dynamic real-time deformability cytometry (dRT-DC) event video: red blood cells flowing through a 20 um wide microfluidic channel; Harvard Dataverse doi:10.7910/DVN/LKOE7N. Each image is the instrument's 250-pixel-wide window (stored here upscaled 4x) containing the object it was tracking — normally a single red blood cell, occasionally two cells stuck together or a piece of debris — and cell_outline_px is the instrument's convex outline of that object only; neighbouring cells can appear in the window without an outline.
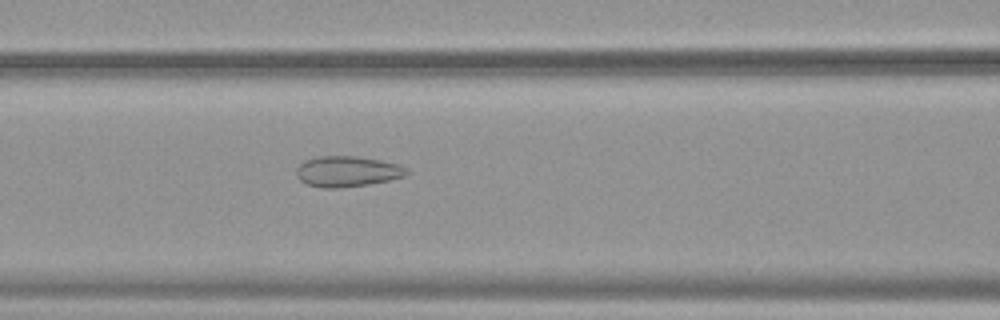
{"species": "common noctule bat (a hibernating species)", "species_latin": "Nyctalus noctula", "temperature_condition": "warm", "stored_images_in_passage": 54, "camera_frame_rate_fps": 3000, "um_per_image_px": 0.085, "animal": {"sex": "female", "body_mass_g": 19.9}, "frame": {"image": 1, "passage_image": 24, "time_ms": 7.667, "image_size_px": [1000, 320], "cell_outline_px": [[408, 172], [404, 176], [388, 180], [368, 184], [340, 188], [324, 188], [308, 184], [300, 180], [296, 176], [296, 168], [304, 160], [316, 156], [356, 156], [380, 160], [400, 164], [408, 168]], "centroid_in_image_um": [29.5, 14.56], "position_along_channel_um": 137.1, "area_um2": 19.77}}
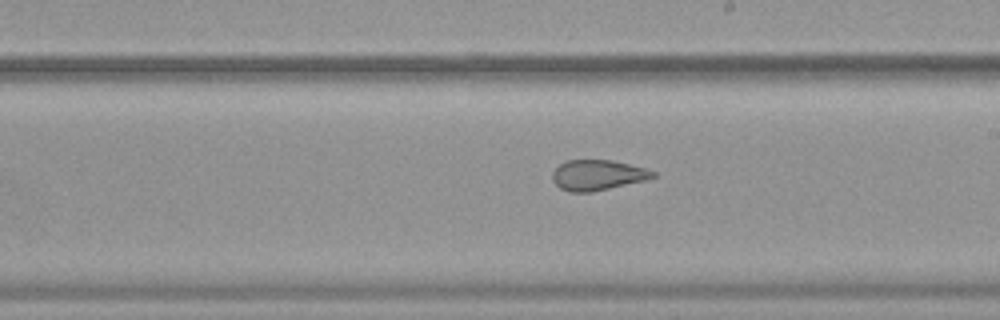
{"frame": {"image": 2, "passage_image": 32, "time_ms": 10.333, "image_size_px": [1000, 320], "cell_outline_px": [[656, 176], [644, 180], [592, 192], [568, 192], [560, 188], [552, 180], [552, 172], [560, 164], [568, 160], [612, 160], [644, 168], [656, 172]], "centroid_in_image_um": [50.76, 14.88], "position_along_channel_um": 238.2, "area_um2": 17.63}}
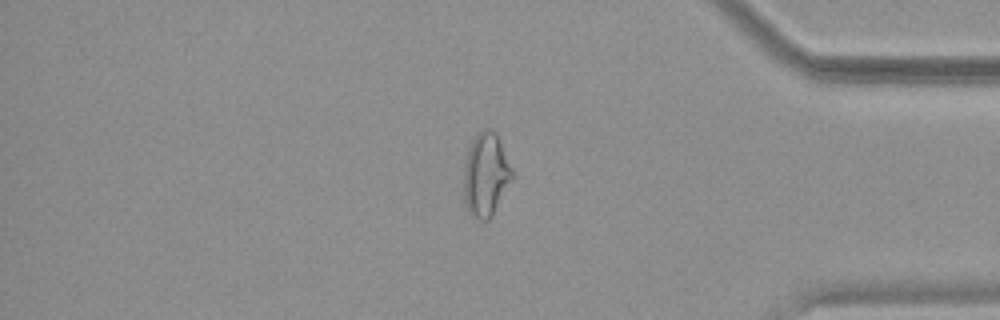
{"frame": {"image": 3, "passage_image": 46, "time_ms": 15.0, "image_size_px": [1000, 320], "cell_outline_px": [[512, 180], [492, 216], [488, 220], [480, 220], [472, 216], [468, 212], [464, 200], [464, 168], [468, 148], [472, 140], [484, 128], [492, 128], [496, 132], [512, 168]], "centroid_in_image_um": [41.29, 14.85], "position_along_channel_um": 393.9, "area_um2": 23.52}, "authors_computed_cell_mechanics": {"area_um2": 23.8136, "velocity_mm_per_s": 3.8093, "shape_relaxation_time_tau1_ms": null, "shape_relaxation_time_tau2_ms": 1.2662, "deformation_change_tau1": null, "deformation_change_tau2": 0.0827}}